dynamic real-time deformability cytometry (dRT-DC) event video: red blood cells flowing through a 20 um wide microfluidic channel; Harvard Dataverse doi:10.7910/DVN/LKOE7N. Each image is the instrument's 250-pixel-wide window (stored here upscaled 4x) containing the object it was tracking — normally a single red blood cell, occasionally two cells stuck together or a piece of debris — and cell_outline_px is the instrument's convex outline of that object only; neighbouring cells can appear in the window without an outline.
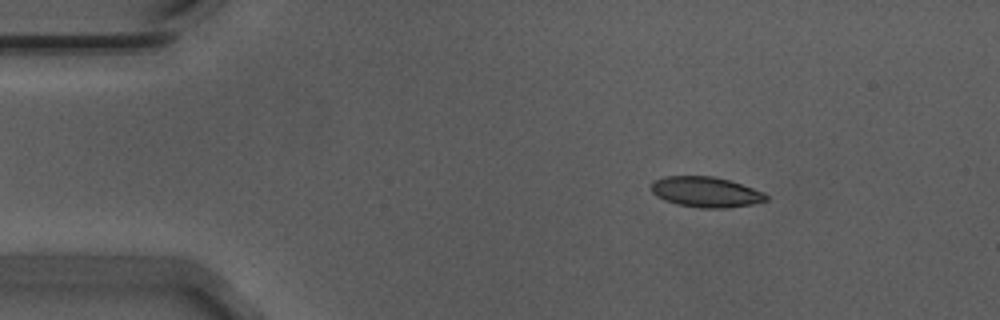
{"species": "Egyptian fruit bat (a non-hibernating species)", "species_latin": "Rousettus aegyptiacus", "temperature_condition": "warm", "stored_images_in_passage": 55, "camera_frame_rate_fps": 3000, "um_per_image_px": 0.085, "animal": {"sex": "male"}, "frame": {"image": 1, "passage_image": 8, "time_ms": 2.333, "image_size_px": [1000, 320], "cell_outline_px": [[768, 200], [752, 204], [724, 208], [700, 208], [680, 204], [664, 200], [656, 196], [652, 192], [652, 184], [656, 180], [664, 176], [712, 176], [728, 180], [764, 192], [768, 196]], "centroid_in_image_um": [60.0, 16.32], "position_along_channel_um": 25.0, "area_um2": 20.11}}
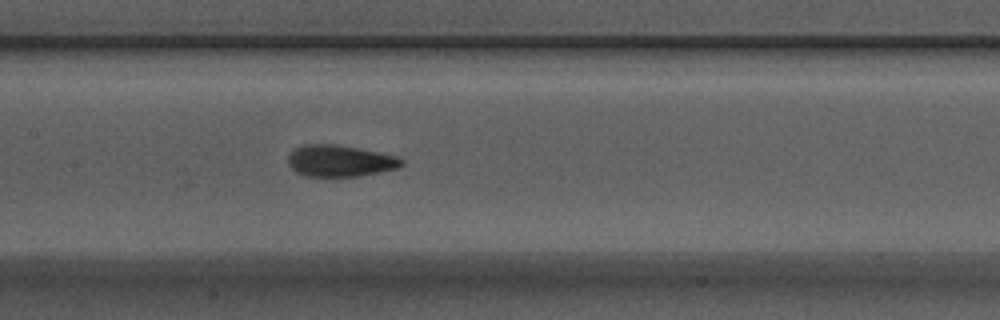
{"frame": {"image": 2, "passage_image": 26, "time_ms": 8.333, "image_size_px": [1000, 320], "cell_outline_px": [[404, 164], [396, 168], [360, 176], [304, 176], [296, 172], [288, 164], [288, 156], [296, 148], [308, 144], [336, 144], [396, 156], [404, 160]], "centroid_in_image_um": [28.88, 13.68], "position_along_channel_um": 178.5, "area_um2": 20.58}}
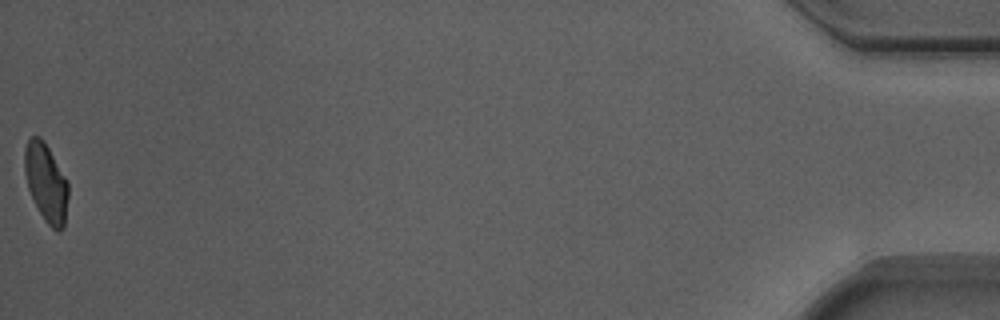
{"frame": {"image": 3, "passage_image": 55, "time_ms": 18.0, "image_size_px": [1000, 320], "cell_outline_px": [[68, 196], [64, 228], [60, 232], [56, 232], [44, 220], [28, 188], [24, 172], [24, 148], [28, 140], [32, 136], [40, 136], [44, 140], [68, 180]], "centroid_in_image_um": [3.93, 15.51], "position_along_channel_um": 431.3, "area_um2": 20.11}, "authors_computed_cell_mechanics": {"area_um2": 20.3456, "velocity_mm_per_s": 3.7091, "shape_relaxation_time_tau1_ms": 4.3534, "shape_relaxation_time_tau2_ms": 1.2987, "deformation_change_tau1": 0.1373, "deformation_change_tau2": 0.0668}}